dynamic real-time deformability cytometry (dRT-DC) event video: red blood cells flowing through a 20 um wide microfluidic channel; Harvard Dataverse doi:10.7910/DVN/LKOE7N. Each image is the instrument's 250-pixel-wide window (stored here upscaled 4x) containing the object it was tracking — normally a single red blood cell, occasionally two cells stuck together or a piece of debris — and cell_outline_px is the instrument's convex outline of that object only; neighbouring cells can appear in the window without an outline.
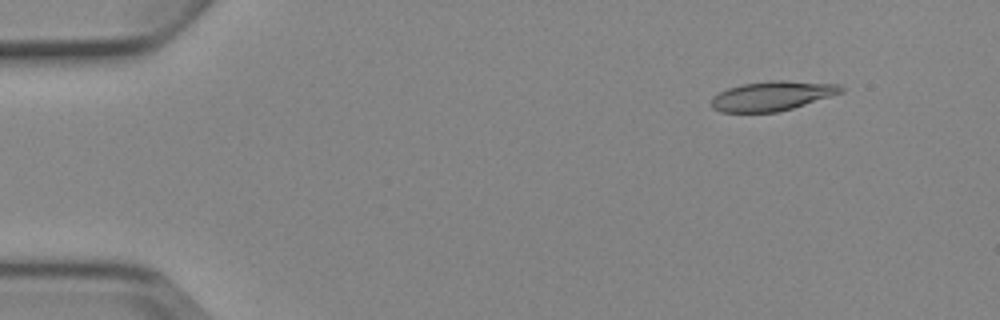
{"species": "Egyptian fruit bat (a non-hibernating species)", "species_latin": "Rousettus aegyptiacus", "temperature_condition": "cold", "stored_images_in_passage": 5, "camera_frame_rate_fps": 3000, "um_per_image_px": 0.085, "animal": {"sex": "female"}, "frame": {"image": 1, "passage_image": 2, "time_ms": 1.333, "image_size_px": [1000, 320], "cell_outline_px": [[844, 92], [792, 108], [776, 112], [720, 112], [712, 108], [712, 96], [728, 88], [744, 84], [772, 80], [784, 80], [840, 84], [844, 88]], "centroid_in_image_um": [65.65, 8.15], "position_along_channel_um": 19.4, "area_um2": 22.2}}
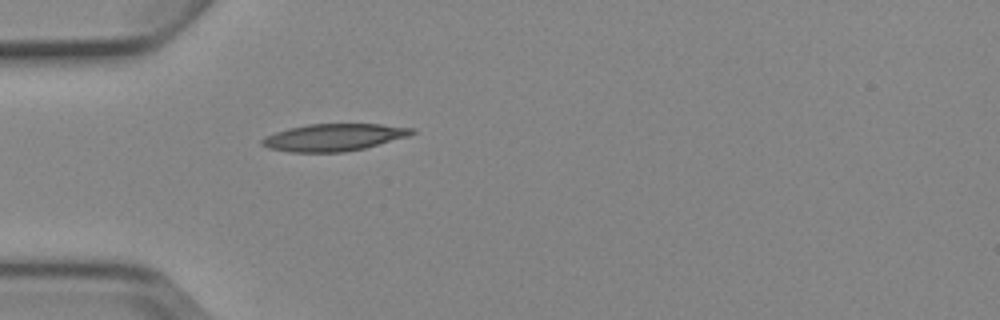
{"frame": {"image": 2, "passage_image": 5, "time_ms": 4.667, "image_size_px": [1000, 320], "cell_outline_px": [[416, 132], [408, 136], [364, 148], [344, 152], [292, 152], [268, 148], [260, 144], [260, 140], [264, 136], [288, 128], [308, 124], [380, 124], [416, 128]], "centroid_in_image_um": [28.36, 11.67], "position_along_channel_um": 56.6, "area_um2": 23.76}}